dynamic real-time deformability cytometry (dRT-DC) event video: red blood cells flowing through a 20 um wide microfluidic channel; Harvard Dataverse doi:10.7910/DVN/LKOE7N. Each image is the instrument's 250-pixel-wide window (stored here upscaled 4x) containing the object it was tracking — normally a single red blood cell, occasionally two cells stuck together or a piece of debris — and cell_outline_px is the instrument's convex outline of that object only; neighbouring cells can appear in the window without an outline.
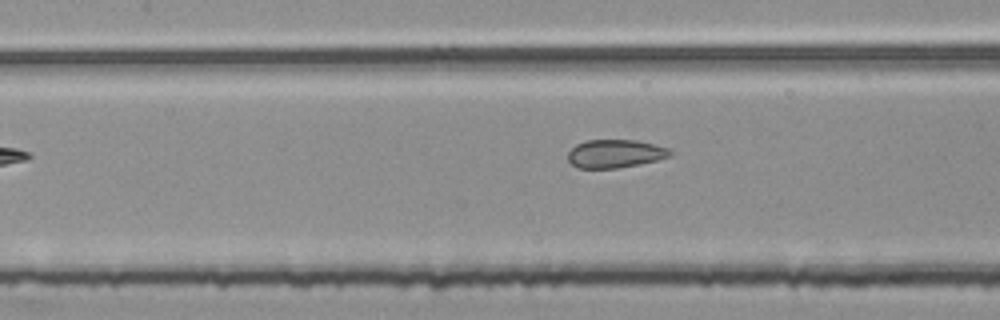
{"species": "common noctule bat (a hibernating species)", "species_latin": "Nyctalus noctula", "temperature_condition": "room temperature", "stored_images_in_passage": 5, "camera_frame_rate_fps": 3000, "um_per_image_px": 0.085, "animal": {"sex": "female", "body_mass_g": 25.1}, "frame": {"image": 1, "passage_image": 5, "time_ms": 1.333, "image_size_px": [1000, 320], "cell_outline_px": [[676, 152], [672, 156], [656, 160], [616, 168], [576, 168], [568, 160], [568, 152], [576, 144], [588, 140], [636, 140], [668, 148]], "centroid_in_image_um": [52.3, 13.06], "position_along_channel_um": 155.1, "area_um2": 16.76}}